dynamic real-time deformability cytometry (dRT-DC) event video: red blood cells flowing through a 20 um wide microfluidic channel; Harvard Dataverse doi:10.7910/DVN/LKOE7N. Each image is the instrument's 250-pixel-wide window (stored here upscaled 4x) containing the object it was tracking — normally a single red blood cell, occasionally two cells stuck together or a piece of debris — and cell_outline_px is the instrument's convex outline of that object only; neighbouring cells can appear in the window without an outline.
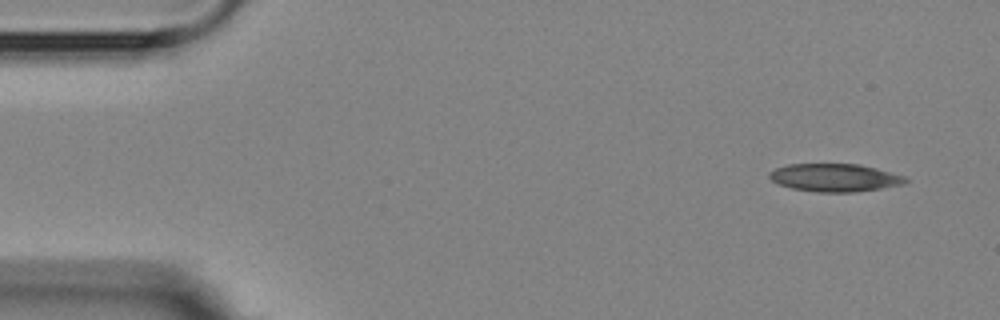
{"species": "Egyptian fruit bat (a non-hibernating species)", "species_latin": "Rousettus aegyptiacus", "temperature_condition": "room temperature", "stored_images_in_passage": 5, "segment_of_instrument_passage": [1, 2], "camera_frame_rate_fps": 3000, "um_per_image_px": 0.085, "animal": {"sex": "female"}, "frame": {"image": 1, "passage_image": 1, "time_ms": 0.0, "image_size_px": [1000, 320], "cell_outline_px": [[908, 180], [904, 184], [856, 192], [816, 192], [792, 188], [780, 184], [772, 180], [768, 176], [768, 172], [776, 168], [788, 164], [860, 164], [876, 168], [904, 176]], "centroid_in_image_um": [70.94, 15.1], "position_along_channel_um": 14.1, "area_um2": 22.02}}
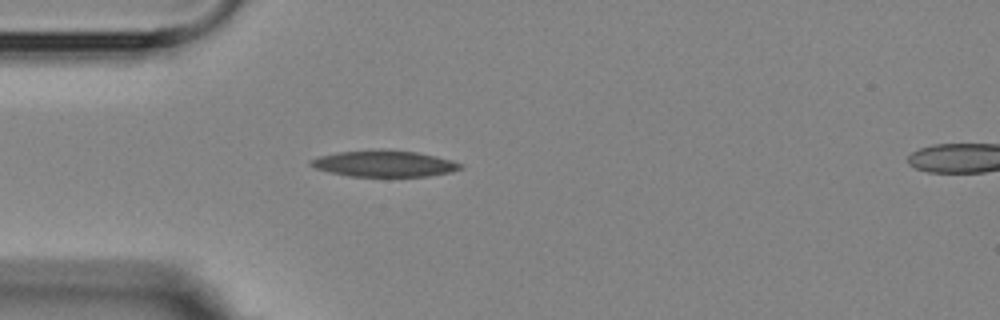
{"frame": {"image": 2, "passage_image": 4, "time_ms": 3.667, "image_size_px": [1000, 320], "cell_outline_px": [[464, 168], [452, 172], [428, 176], [348, 176], [316, 168], [308, 164], [308, 160], [320, 156], [340, 152], [416, 152], [436, 156], [452, 160], [464, 164]], "centroid_in_image_um": [32.73, 13.95], "position_along_channel_um": 52.3, "area_um2": 22.02}}